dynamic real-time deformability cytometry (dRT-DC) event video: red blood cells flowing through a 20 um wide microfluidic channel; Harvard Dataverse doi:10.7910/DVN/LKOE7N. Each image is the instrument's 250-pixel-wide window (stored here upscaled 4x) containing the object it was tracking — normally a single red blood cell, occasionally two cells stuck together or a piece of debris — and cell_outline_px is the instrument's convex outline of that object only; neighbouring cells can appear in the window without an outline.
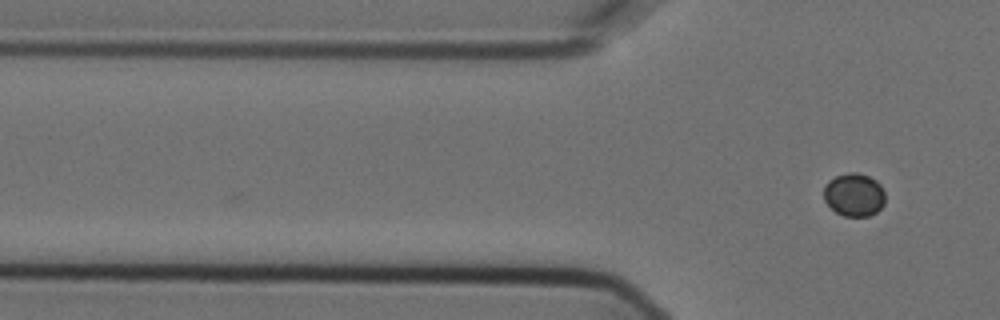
{"species": "Egyptian fruit bat (a non-hibernating species)", "species_latin": "Rousettus aegyptiacus", "temperature_condition": "cold", "stored_images_in_passage": 2, "camera_frame_rate_fps": 3000, "um_per_image_px": 0.085, "animal": {"sex": "female"}, "frame": {"image": 1, "passage_image": 2, "time_ms": 0.333, "image_size_px": [1000, 320], "cell_outline_px": [[884, 204], [876, 212], [868, 216], [844, 216], [836, 212], [824, 200], [824, 188], [828, 180], [836, 176], [848, 172], [860, 172], [876, 180], [880, 184], [884, 192]], "centroid_in_image_um": [72.6, 16.54], "position_along_channel_um": 53.2, "area_um2": 15.43}}